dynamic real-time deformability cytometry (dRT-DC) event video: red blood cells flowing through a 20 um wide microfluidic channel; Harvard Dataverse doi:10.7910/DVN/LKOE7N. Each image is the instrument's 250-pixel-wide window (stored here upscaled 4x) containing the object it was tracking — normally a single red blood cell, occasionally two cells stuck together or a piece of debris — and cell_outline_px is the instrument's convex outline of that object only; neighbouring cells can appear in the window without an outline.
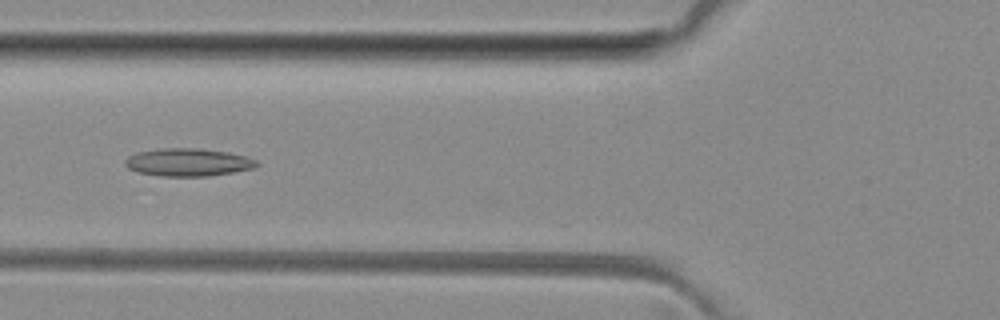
{"species": "common noctule bat (a hibernating species)", "species_latin": "Nyctalus noctula", "temperature_condition": "room temperature", "stored_images_in_passage": 2, "camera_frame_rate_fps": 3000, "um_per_image_px": 0.085, "animal": {"sex": "female", "body_mass_g": 29.2, "forearm_length_mm": 56.3}, "frame": {"image": 1, "passage_image": 2, "time_ms": 1.0, "image_size_px": [1000, 320], "cell_outline_px": [[260, 164], [252, 168], [232, 172], [208, 176], [160, 176], [136, 172], [128, 168], [124, 164], [124, 160], [128, 156], [136, 152], [164, 148], [200, 148], [228, 152], [244, 156], [256, 160]], "centroid_in_image_um": [15.94, 13.79], "position_along_channel_um": 109.9, "area_um2": 21.33}}